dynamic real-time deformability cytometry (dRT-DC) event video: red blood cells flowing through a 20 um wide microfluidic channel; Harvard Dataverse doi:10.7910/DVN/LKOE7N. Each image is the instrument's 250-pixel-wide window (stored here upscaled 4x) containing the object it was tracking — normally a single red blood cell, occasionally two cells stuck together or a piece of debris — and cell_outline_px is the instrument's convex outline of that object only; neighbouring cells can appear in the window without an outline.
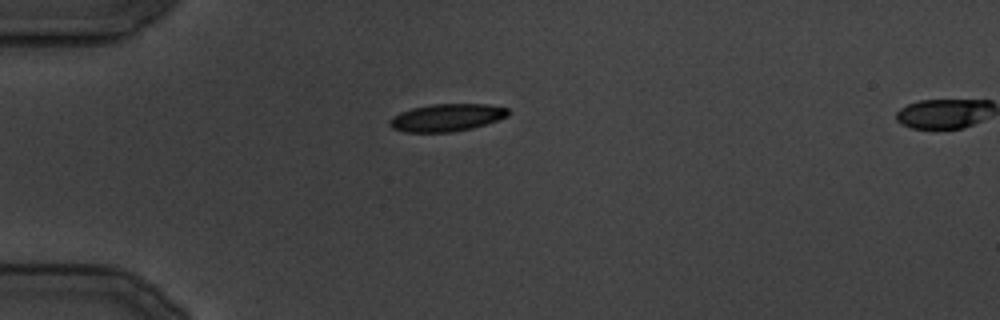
{"species": "common noctule bat (a hibernating species)", "species_latin": "Nyctalus noctula", "temperature_condition": "cold", "stored_images_in_passage": 11, "camera_frame_rate_fps": 3000, "um_per_image_px": 0.085, "animal": {"sex": "male", "body_mass_g": 19.5, "forearm_length_mm": 54.6}, "frame": {"image": 1, "passage_image": 1, "time_ms": 0.0, "image_size_px": [1000, 320], "cell_outline_px": [[512, 112], [508, 116], [472, 128], [452, 132], [404, 132], [392, 128], [388, 124], [388, 120], [392, 116], [400, 112], [412, 108], [432, 104], [488, 104], [508, 108]], "centroid_in_image_um": [37.95, 9.99], "position_along_channel_um": 47.0, "area_um2": 19.07}}
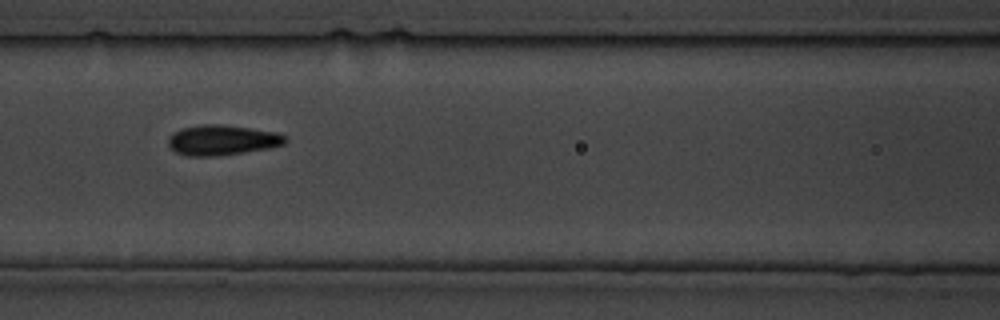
{"frame": {"image": 2, "passage_image": 7, "time_ms": 7.667, "image_size_px": [1000, 320], "cell_outline_px": [[288, 140], [284, 144], [268, 148], [220, 156], [188, 156], [176, 152], [168, 144], [168, 136], [172, 132], [180, 128], [200, 124], [220, 124], [276, 132], [284, 136]], "centroid_in_image_um": [18.83, 11.9], "position_along_channel_um": 147.8, "area_um2": 20.63}}
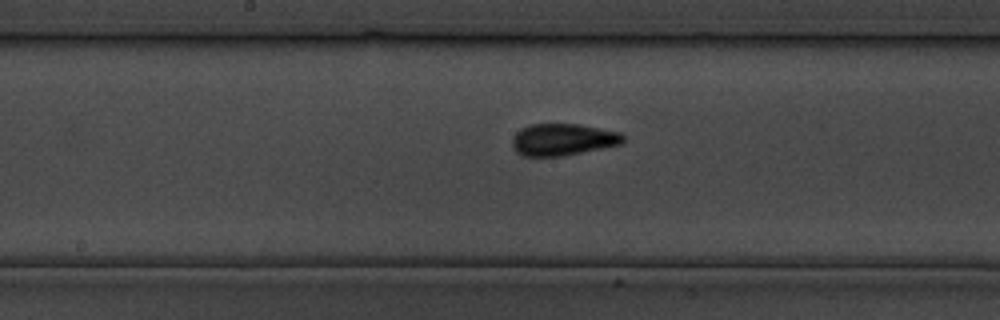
{"frame": {"image": 3, "passage_image": 10, "time_ms": 11.0, "image_size_px": [1000, 320], "cell_outline_px": [[624, 140], [620, 144], [564, 156], [524, 156], [516, 152], [512, 148], [512, 140], [516, 132], [520, 128], [528, 124], [580, 124], [620, 132], [624, 136]], "centroid_in_image_um": [47.81, 11.86], "position_along_channel_um": 200.4, "area_um2": 20.69}}